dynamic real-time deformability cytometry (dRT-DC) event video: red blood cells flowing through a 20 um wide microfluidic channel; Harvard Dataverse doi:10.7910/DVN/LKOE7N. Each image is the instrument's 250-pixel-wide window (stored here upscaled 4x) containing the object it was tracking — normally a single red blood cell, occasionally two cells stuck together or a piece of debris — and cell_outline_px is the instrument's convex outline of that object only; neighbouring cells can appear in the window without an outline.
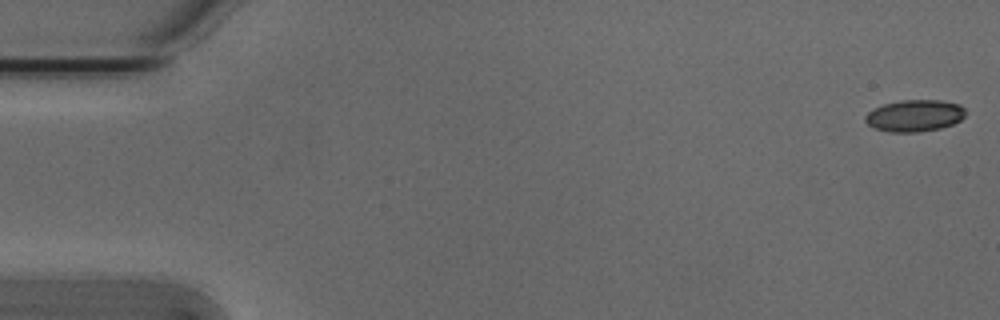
{"species": "Egyptian fruit bat (a non-hibernating species)", "species_latin": "Rousettus aegyptiacus", "temperature_condition": "cold", "stored_images_in_passage": 51, "camera_frame_rate_fps": 3000, "um_per_image_px": 0.085, "animal": {"sex": "male"}, "frame": {"image": 1, "passage_image": 1, "time_ms": 0.0, "image_size_px": [1000, 320], "cell_outline_px": [[964, 116], [960, 120], [952, 124], [940, 128], [916, 132], [892, 132], [876, 128], [868, 124], [864, 120], [864, 116], [872, 108], [884, 104], [900, 100], [940, 100], [960, 104], [964, 108]], "centroid_in_image_um": [77.72, 9.82], "position_along_channel_um": 7.3, "area_um2": 18.5}}
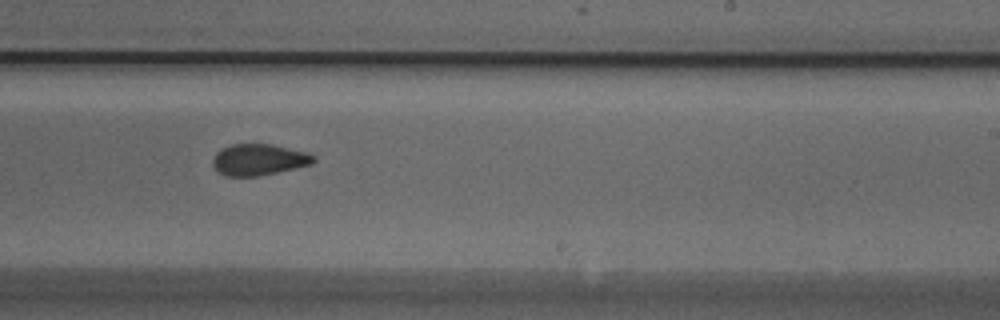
{"frame": {"image": 2, "passage_image": 33, "time_ms": 10.667, "image_size_px": [1000, 320], "cell_outline_px": [[316, 160], [312, 164], [260, 176], [224, 176], [216, 172], [212, 164], [212, 160], [216, 152], [232, 144], [272, 144], [308, 152], [316, 156]], "centroid_in_image_um": [22.0, 13.58], "position_along_channel_um": 267.0, "area_um2": 18.61}}
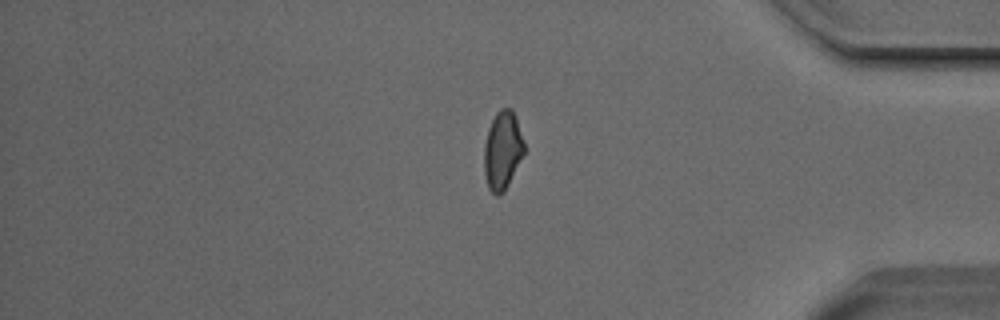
{"frame": {"image": 3, "passage_image": 45, "time_ms": 14.667, "image_size_px": [1000, 320], "cell_outline_px": [[524, 152], [504, 192], [500, 196], [496, 196], [488, 188], [484, 172], [484, 144], [488, 128], [496, 112], [500, 108], [512, 108], [516, 116], [524, 144]], "centroid_in_image_um": [42.69, 12.77], "position_along_channel_um": 392.5, "area_um2": 18.26}, "authors_computed_cell_mechanics": {"area_um2": 18.9584, "velocity_mm_per_s": 3.8043, "shape_relaxation_time_tau1_ms": null, "shape_relaxation_time_tau2_ms": 2.0356, "deformation_change_tau1": null, "deformation_change_tau2": 0.0725}}